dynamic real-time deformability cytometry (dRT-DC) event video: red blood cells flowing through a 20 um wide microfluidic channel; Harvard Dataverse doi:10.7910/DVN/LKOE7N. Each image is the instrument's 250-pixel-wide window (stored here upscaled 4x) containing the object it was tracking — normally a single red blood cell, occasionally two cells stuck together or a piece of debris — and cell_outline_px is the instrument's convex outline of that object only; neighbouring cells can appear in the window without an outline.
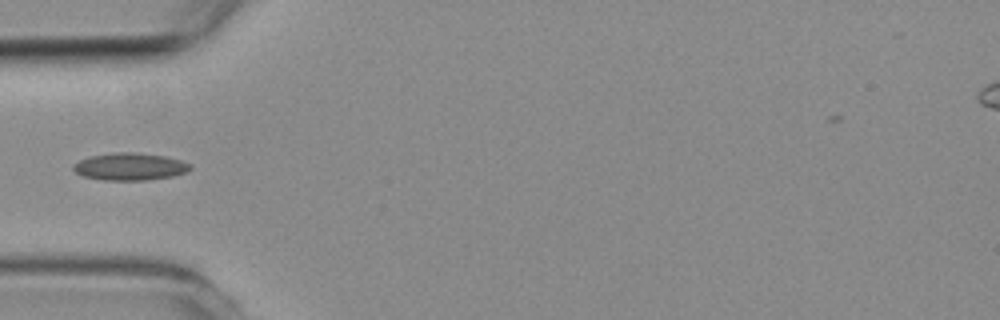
{"species": "common noctule bat (a hibernating species)", "species_latin": "Nyctalus noctula", "temperature_condition": "room temperature", "stored_images_in_passage": 2, "camera_frame_rate_fps": 3000, "um_per_image_px": 0.085, "animal": {"sex": "female", "body_mass_g": 19.3, "forearm_length_mm": 54.1}, "frame": {"image": 1, "passage_image": 2, "time_ms": 1.0, "image_size_px": [1000, 320], "cell_outline_px": [[192, 168], [184, 172], [172, 176], [148, 180], [104, 180], [84, 176], [76, 172], [72, 168], [72, 164], [88, 156], [112, 152], [140, 152], [164, 156], [180, 160], [192, 164]], "centroid_in_image_um": [11.02, 14.15], "position_along_channel_um": 74.0, "area_um2": 18.73}}